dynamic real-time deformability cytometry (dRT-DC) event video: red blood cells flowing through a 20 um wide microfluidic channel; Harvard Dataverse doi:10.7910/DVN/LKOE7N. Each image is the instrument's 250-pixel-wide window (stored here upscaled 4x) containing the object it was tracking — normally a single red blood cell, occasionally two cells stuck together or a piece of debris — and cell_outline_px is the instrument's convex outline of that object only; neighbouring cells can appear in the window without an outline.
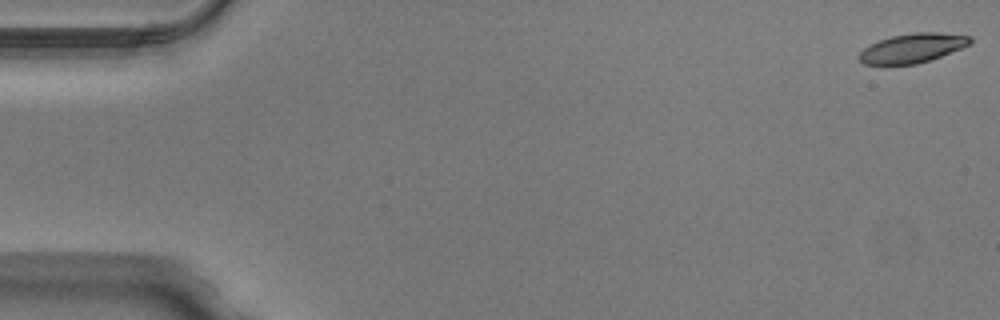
{"species": "Egyptian fruit bat (a non-hibernating species)", "species_latin": "Rousettus aegyptiacus", "temperature_condition": "warm", "stored_images_in_passage": 12, "camera_frame_rate_fps": 3000, "um_per_image_px": 0.085, "animal": {"sex": "male"}, "frame": {"image": 1, "passage_image": 1, "time_ms": 0.0, "image_size_px": [1000, 320], "cell_outline_px": [[972, 44], [940, 56], [916, 64], [884, 68], [864, 64], [860, 60], [860, 52], [868, 44], [892, 36], [912, 32], [936, 32], [972, 36]], "centroid_in_image_um": [77.5, 4.13], "position_along_channel_um": 7.5, "area_um2": 19.54}}